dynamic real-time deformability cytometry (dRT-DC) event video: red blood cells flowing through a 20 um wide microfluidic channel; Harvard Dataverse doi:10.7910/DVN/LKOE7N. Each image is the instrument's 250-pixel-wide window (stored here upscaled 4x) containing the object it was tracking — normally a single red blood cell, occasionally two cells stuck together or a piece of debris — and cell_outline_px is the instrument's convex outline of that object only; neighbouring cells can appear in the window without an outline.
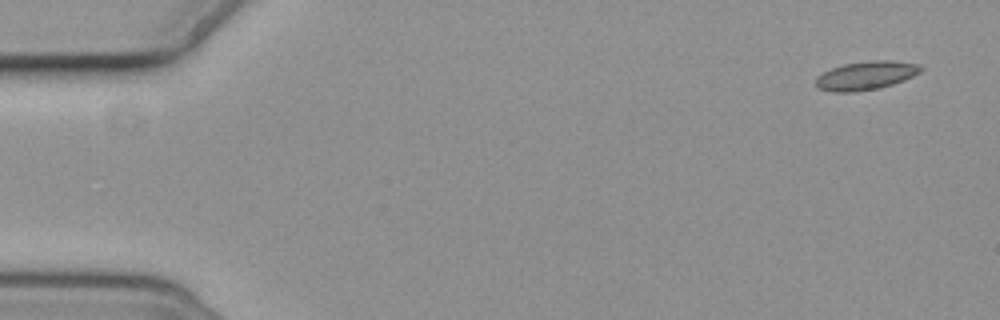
{"species": "common noctule bat (a hibernating species)", "species_latin": "Nyctalus noctula", "temperature_condition": "cold", "stored_images_in_passage": 5, "camera_frame_rate_fps": 3000, "um_per_image_px": 0.085, "animal": {"sex": "female", "body_mass_g": 19.3, "forearm_length_mm": 54.1}, "frame": {"image": 1, "passage_image": 1, "time_ms": 0.0, "image_size_px": [1000, 320], "cell_outline_px": [[924, 68], [920, 72], [904, 80], [880, 88], [852, 92], [832, 92], [820, 88], [816, 84], [816, 76], [832, 68], [844, 64], [872, 60], [892, 60], [920, 64]], "centroid_in_image_um": [73.63, 6.41], "position_along_channel_um": 11.4, "area_um2": 17.46}}